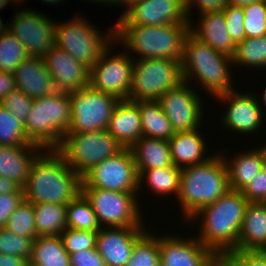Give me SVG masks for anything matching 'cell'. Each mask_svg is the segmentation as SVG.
<instances>
[{
  "mask_svg": "<svg viewBox=\"0 0 266 266\" xmlns=\"http://www.w3.org/2000/svg\"><path fill=\"white\" fill-rule=\"evenodd\" d=\"M247 204L248 200L241 191L230 189L216 202L199 209L189 219L191 223L200 222L197 223L200 228L197 238L213 252L235 249Z\"/></svg>",
  "mask_w": 266,
  "mask_h": 266,
  "instance_id": "6da1fadb",
  "label": "cell"
},
{
  "mask_svg": "<svg viewBox=\"0 0 266 266\" xmlns=\"http://www.w3.org/2000/svg\"><path fill=\"white\" fill-rule=\"evenodd\" d=\"M82 177L56 150H44L33 162L24 200L30 203L68 204L81 192Z\"/></svg>",
  "mask_w": 266,
  "mask_h": 266,
  "instance_id": "7a4b0ae2",
  "label": "cell"
},
{
  "mask_svg": "<svg viewBox=\"0 0 266 266\" xmlns=\"http://www.w3.org/2000/svg\"><path fill=\"white\" fill-rule=\"evenodd\" d=\"M115 22V41L124 45L128 53H136L137 59L182 61L183 42L190 24L131 25L122 15Z\"/></svg>",
  "mask_w": 266,
  "mask_h": 266,
  "instance_id": "3957f363",
  "label": "cell"
},
{
  "mask_svg": "<svg viewBox=\"0 0 266 266\" xmlns=\"http://www.w3.org/2000/svg\"><path fill=\"white\" fill-rule=\"evenodd\" d=\"M228 190V172L220 152L201 164L182 168L177 202L185 220L202 207L216 202Z\"/></svg>",
  "mask_w": 266,
  "mask_h": 266,
  "instance_id": "277c9868",
  "label": "cell"
},
{
  "mask_svg": "<svg viewBox=\"0 0 266 266\" xmlns=\"http://www.w3.org/2000/svg\"><path fill=\"white\" fill-rule=\"evenodd\" d=\"M232 58L195 38L190 32L183 42V81H197L213 97L235 90L231 78Z\"/></svg>",
  "mask_w": 266,
  "mask_h": 266,
  "instance_id": "5b68a950",
  "label": "cell"
},
{
  "mask_svg": "<svg viewBox=\"0 0 266 266\" xmlns=\"http://www.w3.org/2000/svg\"><path fill=\"white\" fill-rule=\"evenodd\" d=\"M71 124L69 93L55 91L33 100L25 128L30 143L56 150Z\"/></svg>",
  "mask_w": 266,
  "mask_h": 266,
  "instance_id": "8992f818",
  "label": "cell"
},
{
  "mask_svg": "<svg viewBox=\"0 0 266 266\" xmlns=\"http://www.w3.org/2000/svg\"><path fill=\"white\" fill-rule=\"evenodd\" d=\"M95 26V27H94ZM80 15L55 25V45L90 69L115 41V26L104 32ZM100 31V32H99ZM108 33V34H107Z\"/></svg>",
  "mask_w": 266,
  "mask_h": 266,
  "instance_id": "52a82bcc",
  "label": "cell"
},
{
  "mask_svg": "<svg viewBox=\"0 0 266 266\" xmlns=\"http://www.w3.org/2000/svg\"><path fill=\"white\" fill-rule=\"evenodd\" d=\"M124 147L106 129L66 133L56 151L81 177L94 165L118 154Z\"/></svg>",
  "mask_w": 266,
  "mask_h": 266,
  "instance_id": "ba28073f",
  "label": "cell"
},
{
  "mask_svg": "<svg viewBox=\"0 0 266 266\" xmlns=\"http://www.w3.org/2000/svg\"><path fill=\"white\" fill-rule=\"evenodd\" d=\"M183 82L181 62L154 58L134 59L129 101H158Z\"/></svg>",
  "mask_w": 266,
  "mask_h": 266,
  "instance_id": "9c48e42d",
  "label": "cell"
},
{
  "mask_svg": "<svg viewBox=\"0 0 266 266\" xmlns=\"http://www.w3.org/2000/svg\"><path fill=\"white\" fill-rule=\"evenodd\" d=\"M81 192L91 203L101 228L145 226L135 193L99 188H81Z\"/></svg>",
  "mask_w": 266,
  "mask_h": 266,
  "instance_id": "30bf717a",
  "label": "cell"
},
{
  "mask_svg": "<svg viewBox=\"0 0 266 266\" xmlns=\"http://www.w3.org/2000/svg\"><path fill=\"white\" fill-rule=\"evenodd\" d=\"M81 188H99L138 195L139 174L130 148L94 165L82 176Z\"/></svg>",
  "mask_w": 266,
  "mask_h": 266,
  "instance_id": "8fae6325",
  "label": "cell"
},
{
  "mask_svg": "<svg viewBox=\"0 0 266 266\" xmlns=\"http://www.w3.org/2000/svg\"><path fill=\"white\" fill-rule=\"evenodd\" d=\"M114 44L118 43L114 41L109 45L100 59L89 69V85L119 101H127L136 57L131 53L128 54L126 50L119 51L116 55L112 54L111 48Z\"/></svg>",
  "mask_w": 266,
  "mask_h": 266,
  "instance_id": "7c38bea8",
  "label": "cell"
},
{
  "mask_svg": "<svg viewBox=\"0 0 266 266\" xmlns=\"http://www.w3.org/2000/svg\"><path fill=\"white\" fill-rule=\"evenodd\" d=\"M71 124L67 133L106 129L119 100L90 85L69 93Z\"/></svg>",
  "mask_w": 266,
  "mask_h": 266,
  "instance_id": "4fadbf2b",
  "label": "cell"
},
{
  "mask_svg": "<svg viewBox=\"0 0 266 266\" xmlns=\"http://www.w3.org/2000/svg\"><path fill=\"white\" fill-rule=\"evenodd\" d=\"M158 101L174 132L191 131L202 127L204 104L201 95L195 88L193 89L190 82H181L177 87L165 92Z\"/></svg>",
  "mask_w": 266,
  "mask_h": 266,
  "instance_id": "5bb4252c",
  "label": "cell"
},
{
  "mask_svg": "<svg viewBox=\"0 0 266 266\" xmlns=\"http://www.w3.org/2000/svg\"><path fill=\"white\" fill-rule=\"evenodd\" d=\"M12 19L8 31L25 46L29 57L43 58L55 45L56 23L46 14L22 9Z\"/></svg>",
  "mask_w": 266,
  "mask_h": 266,
  "instance_id": "9a60e30c",
  "label": "cell"
},
{
  "mask_svg": "<svg viewBox=\"0 0 266 266\" xmlns=\"http://www.w3.org/2000/svg\"><path fill=\"white\" fill-rule=\"evenodd\" d=\"M215 99L223 102V105L227 102L225 105L226 112L222 114V118L219 120L223 129L232 130L238 135L242 133L246 136V134L257 133L263 126V119L265 118L253 92L243 93L235 89L216 96Z\"/></svg>",
  "mask_w": 266,
  "mask_h": 266,
  "instance_id": "2e32d148",
  "label": "cell"
},
{
  "mask_svg": "<svg viewBox=\"0 0 266 266\" xmlns=\"http://www.w3.org/2000/svg\"><path fill=\"white\" fill-rule=\"evenodd\" d=\"M121 15L131 25L190 24L186 0H137Z\"/></svg>",
  "mask_w": 266,
  "mask_h": 266,
  "instance_id": "e0dca14e",
  "label": "cell"
},
{
  "mask_svg": "<svg viewBox=\"0 0 266 266\" xmlns=\"http://www.w3.org/2000/svg\"><path fill=\"white\" fill-rule=\"evenodd\" d=\"M145 229V226L101 228L96 237V249L106 265L127 266L133 246Z\"/></svg>",
  "mask_w": 266,
  "mask_h": 266,
  "instance_id": "ac0fdd59",
  "label": "cell"
},
{
  "mask_svg": "<svg viewBox=\"0 0 266 266\" xmlns=\"http://www.w3.org/2000/svg\"><path fill=\"white\" fill-rule=\"evenodd\" d=\"M56 91L74 92L89 85V69L54 45L43 57Z\"/></svg>",
  "mask_w": 266,
  "mask_h": 266,
  "instance_id": "d6986e66",
  "label": "cell"
},
{
  "mask_svg": "<svg viewBox=\"0 0 266 266\" xmlns=\"http://www.w3.org/2000/svg\"><path fill=\"white\" fill-rule=\"evenodd\" d=\"M168 235L158 236L160 266H201L213 253L197 235L188 238Z\"/></svg>",
  "mask_w": 266,
  "mask_h": 266,
  "instance_id": "ffe728a7",
  "label": "cell"
},
{
  "mask_svg": "<svg viewBox=\"0 0 266 266\" xmlns=\"http://www.w3.org/2000/svg\"><path fill=\"white\" fill-rule=\"evenodd\" d=\"M258 147L237 152L238 154L235 153L232 158H228L223 151L221 153L220 149V154L227 167L228 184L231 190L242 191L266 166V148L261 144Z\"/></svg>",
  "mask_w": 266,
  "mask_h": 266,
  "instance_id": "44dd1931",
  "label": "cell"
},
{
  "mask_svg": "<svg viewBox=\"0 0 266 266\" xmlns=\"http://www.w3.org/2000/svg\"><path fill=\"white\" fill-rule=\"evenodd\" d=\"M198 23L193 26L192 20L190 21L189 32L195 38L220 53L231 58L234 56L236 44L228 33L223 10L200 14Z\"/></svg>",
  "mask_w": 266,
  "mask_h": 266,
  "instance_id": "7402d4cb",
  "label": "cell"
},
{
  "mask_svg": "<svg viewBox=\"0 0 266 266\" xmlns=\"http://www.w3.org/2000/svg\"><path fill=\"white\" fill-rule=\"evenodd\" d=\"M16 89L32 100L56 91L53 77L47 70L43 58L28 57L13 72Z\"/></svg>",
  "mask_w": 266,
  "mask_h": 266,
  "instance_id": "603a6c76",
  "label": "cell"
},
{
  "mask_svg": "<svg viewBox=\"0 0 266 266\" xmlns=\"http://www.w3.org/2000/svg\"><path fill=\"white\" fill-rule=\"evenodd\" d=\"M106 131L124 148H130L142 137L139 101H119Z\"/></svg>",
  "mask_w": 266,
  "mask_h": 266,
  "instance_id": "cb8c5ba5",
  "label": "cell"
},
{
  "mask_svg": "<svg viewBox=\"0 0 266 266\" xmlns=\"http://www.w3.org/2000/svg\"><path fill=\"white\" fill-rule=\"evenodd\" d=\"M44 149L34 144L21 147L0 145V176L25 186L33 162Z\"/></svg>",
  "mask_w": 266,
  "mask_h": 266,
  "instance_id": "d4e9b609",
  "label": "cell"
},
{
  "mask_svg": "<svg viewBox=\"0 0 266 266\" xmlns=\"http://www.w3.org/2000/svg\"><path fill=\"white\" fill-rule=\"evenodd\" d=\"M199 130L175 132L168 140L172 162L175 166L182 169L201 164L212 157V154L205 156L208 146Z\"/></svg>",
  "mask_w": 266,
  "mask_h": 266,
  "instance_id": "484cf974",
  "label": "cell"
},
{
  "mask_svg": "<svg viewBox=\"0 0 266 266\" xmlns=\"http://www.w3.org/2000/svg\"><path fill=\"white\" fill-rule=\"evenodd\" d=\"M235 249L266 251V202H248Z\"/></svg>",
  "mask_w": 266,
  "mask_h": 266,
  "instance_id": "4316f807",
  "label": "cell"
},
{
  "mask_svg": "<svg viewBox=\"0 0 266 266\" xmlns=\"http://www.w3.org/2000/svg\"><path fill=\"white\" fill-rule=\"evenodd\" d=\"M140 175L144 170L173 165L168 140L142 136L131 147Z\"/></svg>",
  "mask_w": 266,
  "mask_h": 266,
  "instance_id": "83f0119b",
  "label": "cell"
},
{
  "mask_svg": "<svg viewBox=\"0 0 266 266\" xmlns=\"http://www.w3.org/2000/svg\"><path fill=\"white\" fill-rule=\"evenodd\" d=\"M29 263L35 266H71L70 254L60 236H37Z\"/></svg>",
  "mask_w": 266,
  "mask_h": 266,
  "instance_id": "f1b7e54d",
  "label": "cell"
},
{
  "mask_svg": "<svg viewBox=\"0 0 266 266\" xmlns=\"http://www.w3.org/2000/svg\"><path fill=\"white\" fill-rule=\"evenodd\" d=\"M38 236H60L67 227V204L33 203Z\"/></svg>",
  "mask_w": 266,
  "mask_h": 266,
  "instance_id": "f546056e",
  "label": "cell"
},
{
  "mask_svg": "<svg viewBox=\"0 0 266 266\" xmlns=\"http://www.w3.org/2000/svg\"><path fill=\"white\" fill-rule=\"evenodd\" d=\"M142 136L169 140L174 131L159 101H139Z\"/></svg>",
  "mask_w": 266,
  "mask_h": 266,
  "instance_id": "4dcf8cb0",
  "label": "cell"
},
{
  "mask_svg": "<svg viewBox=\"0 0 266 266\" xmlns=\"http://www.w3.org/2000/svg\"><path fill=\"white\" fill-rule=\"evenodd\" d=\"M182 169L174 164L168 167L144 170L139 175V190L143 188L144 181L146 186L156 195H175L177 197L181 180Z\"/></svg>",
  "mask_w": 266,
  "mask_h": 266,
  "instance_id": "1f68e13d",
  "label": "cell"
},
{
  "mask_svg": "<svg viewBox=\"0 0 266 266\" xmlns=\"http://www.w3.org/2000/svg\"><path fill=\"white\" fill-rule=\"evenodd\" d=\"M233 66H245L266 69V35L255 38H245L236 44Z\"/></svg>",
  "mask_w": 266,
  "mask_h": 266,
  "instance_id": "d6a6232c",
  "label": "cell"
},
{
  "mask_svg": "<svg viewBox=\"0 0 266 266\" xmlns=\"http://www.w3.org/2000/svg\"><path fill=\"white\" fill-rule=\"evenodd\" d=\"M66 216L68 228L92 231L101 229L91 203L82 192L67 204Z\"/></svg>",
  "mask_w": 266,
  "mask_h": 266,
  "instance_id": "836d02e7",
  "label": "cell"
},
{
  "mask_svg": "<svg viewBox=\"0 0 266 266\" xmlns=\"http://www.w3.org/2000/svg\"><path fill=\"white\" fill-rule=\"evenodd\" d=\"M134 244L127 266H160L158 236L149 230Z\"/></svg>",
  "mask_w": 266,
  "mask_h": 266,
  "instance_id": "e575fe53",
  "label": "cell"
},
{
  "mask_svg": "<svg viewBox=\"0 0 266 266\" xmlns=\"http://www.w3.org/2000/svg\"><path fill=\"white\" fill-rule=\"evenodd\" d=\"M31 144L27 138L25 123L18 120L0 103V145L21 147Z\"/></svg>",
  "mask_w": 266,
  "mask_h": 266,
  "instance_id": "d590c367",
  "label": "cell"
},
{
  "mask_svg": "<svg viewBox=\"0 0 266 266\" xmlns=\"http://www.w3.org/2000/svg\"><path fill=\"white\" fill-rule=\"evenodd\" d=\"M28 57L25 46L11 32L0 36V71L13 74Z\"/></svg>",
  "mask_w": 266,
  "mask_h": 266,
  "instance_id": "8d00e7d4",
  "label": "cell"
},
{
  "mask_svg": "<svg viewBox=\"0 0 266 266\" xmlns=\"http://www.w3.org/2000/svg\"><path fill=\"white\" fill-rule=\"evenodd\" d=\"M5 228L33 240L38 236L35 228L33 203L23 200L10 215Z\"/></svg>",
  "mask_w": 266,
  "mask_h": 266,
  "instance_id": "74e56055",
  "label": "cell"
},
{
  "mask_svg": "<svg viewBox=\"0 0 266 266\" xmlns=\"http://www.w3.org/2000/svg\"><path fill=\"white\" fill-rule=\"evenodd\" d=\"M244 13L245 38L266 35V1L261 0L242 6Z\"/></svg>",
  "mask_w": 266,
  "mask_h": 266,
  "instance_id": "f35d334b",
  "label": "cell"
},
{
  "mask_svg": "<svg viewBox=\"0 0 266 266\" xmlns=\"http://www.w3.org/2000/svg\"><path fill=\"white\" fill-rule=\"evenodd\" d=\"M32 245V238L15 234L5 227L0 228V254L16 255L29 261Z\"/></svg>",
  "mask_w": 266,
  "mask_h": 266,
  "instance_id": "ab89813d",
  "label": "cell"
},
{
  "mask_svg": "<svg viewBox=\"0 0 266 266\" xmlns=\"http://www.w3.org/2000/svg\"><path fill=\"white\" fill-rule=\"evenodd\" d=\"M98 231L79 230L66 227L60 237L63 241L65 250L72 254L79 250L96 248V237Z\"/></svg>",
  "mask_w": 266,
  "mask_h": 266,
  "instance_id": "60d3db41",
  "label": "cell"
},
{
  "mask_svg": "<svg viewBox=\"0 0 266 266\" xmlns=\"http://www.w3.org/2000/svg\"><path fill=\"white\" fill-rule=\"evenodd\" d=\"M0 103L7 109L9 113L25 123L27 115L31 110L33 100L25 93L15 89L6 95Z\"/></svg>",
  "mask_w": 266,
  "mask_h": 266,
  "instance_id": "b9f144b4",
  "label": "cell"
},
{
  "mask_svg": "<svg viewBox=\"0 0 266 266\" xmlns=\"http://www.w3.org/2000/svg\"><path fill=\"white\" fill-rule=\"evenodd\" d=\"M223 12L225 14L228 33L235 44L245 39L244 13L240 6L227 4Z\"/></svg>",
  "mask_w": 266,
  "mask_h": 266,
  "instance_id": "7bdbcfd3",
  "label": "cell"
},
{
  "mask_svg": "<svg viewBox=\"0 0 266 266\" xmlns=\"http://www.w3.org/2000/svg\"><path fill=\"white\" fill-rule=\"evenodd\" d=\"M228 256L232 266H266V251L233 249Z\"/></svg>",
  "mask_w": 266,
  "mask_h": 266,
  "instance_id": "ee69618b",
  "label": "cell"
},
{
  "mask_svg": "<svg viewBox=\"0 0 266 266\" xmlns=\"http://www.w3.org/2000/svg\"><path fill=\"white\" fill-rule=\"evenodd\" d=\"M241 192L248 202H266V166Z\"/></svg>",
  "mask_w": 266,
  "mask_h": 266,
  "instance_id": "f6af8a7d",
  "label": "cell"
},
{
  "mask_svg": "<svg viewBox=\"0 0 266 266\" xmlns=\"http://www.w3.org/2000/svg\"><path fill=\"white\" fill-rule=\"evenodd\" d=\"M24 200V190L21 187L15 193L0 195V228H4L12 212Z\"/></svg>",
  "mask_w": 266,
  "mask_h": 266,
  "instance_id": "bcb514c9",
  "label": "cell"
},
{
  "mask_svg": "<svg viewBox=\"0 0 266 266\" xmlns=\"http://www.w3.org/2000/svg\"><path fill=\"white\" fill-rule=\"evenodd\" d=\"M71 266H107L96 248L79 250L70 254Z\"/></svg>",
  "mask_w": 266,
  "mask_h": 266,
  "instance_id": "7dc6e473",
  "label": "cell"
},
{
  "mask_svg": "<svg viewBox=\"0 0 266 266\" xmlns=\"http://www.w3.org/2000/svg\"><path fill=\"white\" fill-rule=\"evenodd\" d=\"M228 4V0H186L187 18L191 21V10L195 7L198 14L205 12L221 11Z\"/></svg>",
  "mask_w": 266,
  "mask_h": 266,
  "instance_id": "c3c4849f",
  "label": "cell"
},
{
  "mask_svg": "<svg viewBox=\"0 0 266 266\" xmlns=\"http://www.w3.org/2000/svg\"><path fill=\"white\" fill-rule=\"evenodd\" d=\"M16 89L14 75L0 71V102L6 95Z\"/></svg>",
  "mask_w": 266,
  "mask_h": 266,
  "instance_id": "681fc988",
  "label": "cell"
},
{
  "mask_svg": "<svg viewBox=\"0 0 266 266\" xmlns=\"http://www.w3.org/2000/svg\"><path fill=\"white\" fill-rule=\"evenodd\" d=\"M201 266H232L228 252H213Z\"/></svg>",
  "mask_w": 266,
  "mask_h": 266,
  "instance_id": "f907efd6",
  "label": "cell"
},
{
  "mask_svg": "<svg viewBox=\"0 0 266 266\" xmlns=\"http://www.w3.org/2000/svg\"><path fill=\"white\" fill-rule=\"evenodd\" d=\"M28 262L24 257L0 254V266H26Z\"/></svg>",
  "mask_w": 266,
  "mask_h": 266,
  "instance_id": "816d5d0a",
  "label": "cell"
},
{
  "mask_svg": "<svg viewBox=\"0 0 266 266\" xmlns=\"http://www.w3.org/2000/svg\"><path fill=\"white\" fill-rule=\"evenodd\" d=\"M21 186L15 181L8 179L6 177L0 176V195L6 193H15Z\"/></svg>",
  "mask_w": 266,
  "mask_h": 266,
  "instance_id": "f5cc1de1",
  "label": "cell"
},
{
  "mask_svg": "<svg viewBox=\"0 0 266 266\" xmlns=\"http://www.w3.org/2000/svg\"><path fill=\"white\" fill-rule=\"evenodd\" d=\"M137 0H106V5H117L118 7L121 5L122 7H130ZM125 5V6H124Z\"/></svg>",
  "mask_w": 266,
  "mask_h": 266,
  "instance_id": "db71d44e",
  "label": "cell"
},
{
  "mask_svg": "<svg viewBox=\"0 0 266 266\" xmlns=\"http://www.w3.org/2000/svg\"><path fill=\"white\" fill-rule=\"evenodd\" d=\"M261 0H228V4L229 5H233V6H245L254 2H258Z\"/></svg>",
  "mask_w": 266,
  "mask_h": 266,
  "instance_id": "11a10c76",
  "label": "cell"
},
{
  "mask_svg": "<svg viewBox=\"0 0 266 266\" xmlns=\"http://www.w3.org/2000/svg\"><path fill=\"white\" fill-rule=\"evenodd\" d=\"M253 94L255 95L257 103L261 107V110H262L263 106L266 107V89L264 90V93L262 94V100H261V98L259 99V97H258L259 95H257L258 93L253 92ZM260 101H262V102L260 103ZM262 103H264V104L261 106Z\"/></svg>",
  "mask_w": 266,
  "mask_h": 266,
  "instance_id": "9f6ffc18",
  "label": "cell"
},
{
  "mask_svg": "<svg viewBox=\"0 0 266 266\" xmlns=\"http://www.w3.org/2000/svg\"><path fill=\"white\" fill-rule=\"evenodd\" d=\"M2 20L3 19H1L0 16V36L3 35L8 30V26H6V24H4Z\"/></svg>",
  "mask_w": 266,
  "mask_h": 266,
  "instance_id": "6f0895ef",
  "label": "cell"
},
{
  "mask_svg": "<svg viewBox=\"0 0 266 266\" xmlns=\"http://www.w3.org/2000/svg\"><path fill=\"white\" fill-rule=\"evenodd\" d=\"M43 2H46L47 4H58V3H60L61 4V2H63V1H65V0H42Z\"/></svg>",
  "mask_w": 266,
  "mask_h": 266,
  "instance_id": "680465c9",
  "label": "cell"
},
{
  "mask_svg": "<svg viewBox=\"0 0 266 266\" xmlns=\"http://www.w3.org/2000/svg\"><path fill=\"white\" fill-rule=\"evenodd\" d=\"M8 4H11L9 0H0V10H2L4 7L8 6Z\"/></svg>",
  "mask_w": 266,
  "mask_h": 266,
  "instance_id": "91938a15",
  "label": "cell"
},
{
  "mask_svg": "<svg viewBox=\"0 0 266 266\" xmlns=\"http://www.w3.org/2000/svg\"><path fill=\"white\" fill-rule=\"evenodd\" d=\"M86 1H87V0H86ZM89 1H91V2H95V3H98V4H99V3H101V4H102V3H103V4L106 3V0H88V2H89Z\"/></svg>",
  "mask_w": 266,
  "mask_h": 266,
  "instance_id": "94428289",
  "label": "cell"
},
{
  "mask_svg": "<svg viewBox=\"0 0 266 266\" xmlns=\"http://www.w3.org/2000/svg\"><path fill=\"white\" fill-rule=\"evenodd\" d=\"M10 1H11V3H12V2H16V3L19 2L18 4H20V3L22 4V2H23L24 0H9V2H10Z\"/></svg>",
  "mask_w": 266,
  "mask_h": 266,
  "instance_id": "6125c7cd",
  "label": "cell"
},
{
  "mask_svg": "<svg viewBox=\"0 0 266 266\" xmlns=\"http://www.w3.org/2000/svg\"><path fill=\"white\" fill-rule=\"evenodd\" d=\"M26 266H35V265H32L31 263L28 262Z\"/></svg>",
  "mask_w": 266,
  "mask_h": 266,
  "instance_id": "be15d7a7",
  "label": "cell"
}]
</instances>
